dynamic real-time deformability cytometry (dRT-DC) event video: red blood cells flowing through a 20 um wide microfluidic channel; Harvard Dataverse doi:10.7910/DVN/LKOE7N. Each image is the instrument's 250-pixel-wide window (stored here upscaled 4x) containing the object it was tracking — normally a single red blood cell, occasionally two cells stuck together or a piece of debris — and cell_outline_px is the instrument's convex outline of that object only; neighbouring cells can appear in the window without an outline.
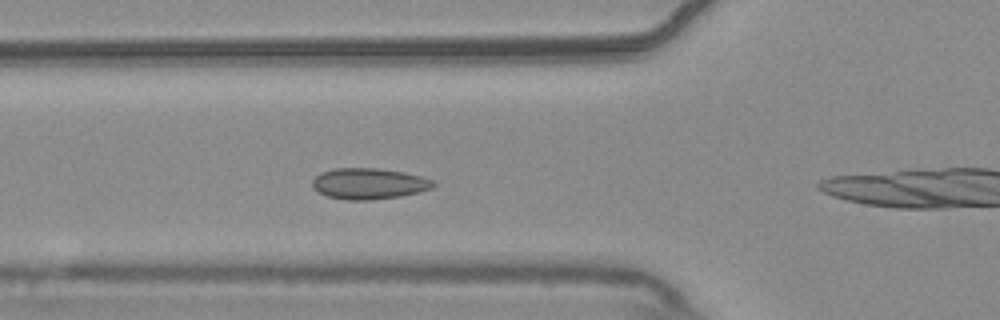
{"species": "common noctule bat (a hibernating species)", "species_latin": "Nyctalus noctula", "temperature_condition": "warm", "stored_images_in_passage": 51, "camera_frame_rate_fps": 3000, "um_per_image_px": 0.085, "animal": {"sex": "male", "body_mass_g": 20.4}, "frame": {"image": 1, "passage_image": 15, "time_ms": 4.667, "image_size_px": [1000, 320], "cell_outline_px": [[436, 184], [432, 188], [400, 196], [372, 200], [344, 200], [328, 196], [316, 192], [312, 188], [312, 180], [320, 172], [336, 168], [376, 168], [404, 172], [420, 176], [432, 180]], "centroid_in_image_um": [31.3, 15.61], "position_along_channel_um": 94.5, "area_um2": 21.91}}
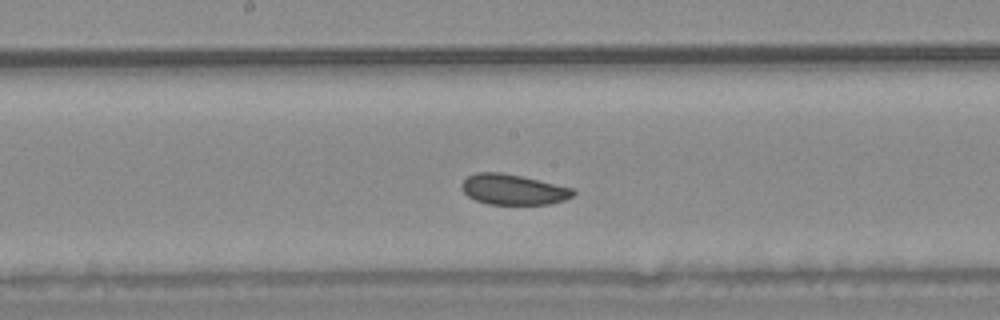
{"frame": {"image": 2, "passage_image": 24, "time_ms": 7.667, "image_size_px": [1000, 320], "cell_outline_px": [[576, 192], [572, 196], [564, 200], [548, 204], [488, 204], [476, 200], [468, 196], [460, 188], [460, 184], [468, 176], [476, 172], [500, 172], [520, 176], [576, 188]], "centroid_in_image_um": [43.62, 16.1], "position_along_channel_um": 204.6, "area_um2": 19.83}}
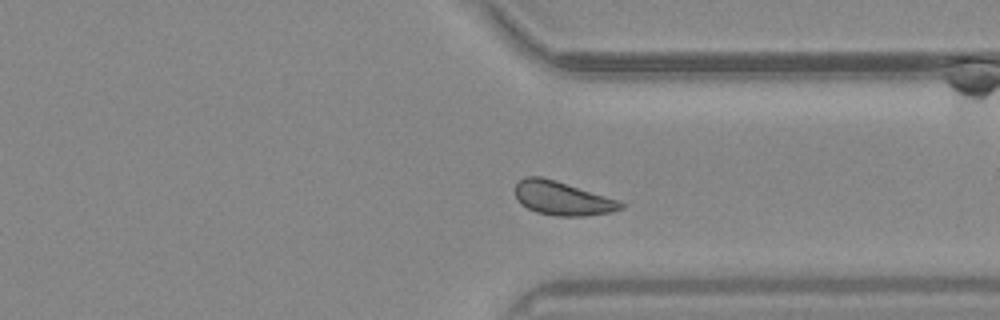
{"frame": {"image": 3, "passage_image": 37, "time_ms": 12.0, "image_size_px": [1000, 320], "cell_outline_px": [[624, 208], [612, 212], [584, 216], [556, 216], [536, 212], [520, 204], [516, 196], [516, 184], [524, 176], [540, 176], [556, 180], [620, 200], [624, 204]], "centroid_in_image_um": [47.82, 16.86], "position_along_channel_um": 363.6, "area_um2": 20.92}}